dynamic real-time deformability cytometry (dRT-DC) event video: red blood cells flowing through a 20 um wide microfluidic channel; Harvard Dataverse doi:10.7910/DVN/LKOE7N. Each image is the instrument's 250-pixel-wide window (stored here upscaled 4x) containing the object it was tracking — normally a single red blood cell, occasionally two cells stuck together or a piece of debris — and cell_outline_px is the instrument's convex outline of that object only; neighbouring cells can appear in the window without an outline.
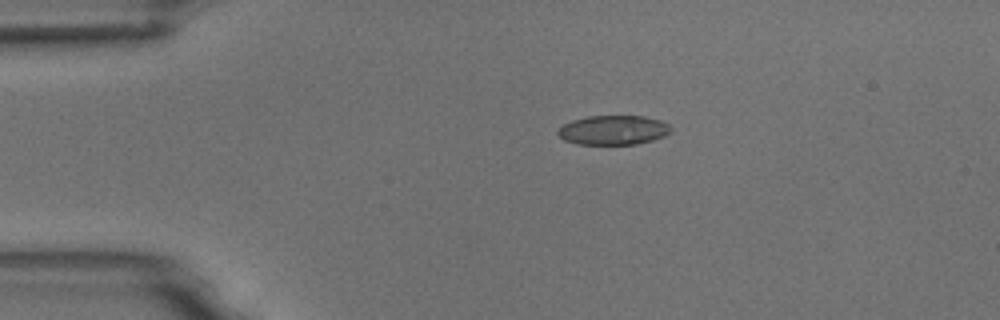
{"species": "common noctule bat (a hibernating species)", "species_latin": "Nyctalus noctula", "temperature_condition": "room temperature", "stored_images_in_passage": 7, "camera_frame_rate_fps": 3000, "um_per_image_px": 0.085, "animal": {"sex": "male", "body_mass_g": 18.8}, "frame": {"image": 1, "passage_image": 3, "time_ms": 2.333, "image_size_px": [1000, 320], "cell_outline_px": [[672, 128], [664, 136], [652, 140], [636, 144], [576, 144], [564, 140], [556, 132], [564, 124], [572, 120], [588, 116], [644, 116], [660, 120], [668, 124]], "centroid_in_image_um": [52.12, 11.05], "position_along_channel_um": 32.9, "area_um2": 19.25}}
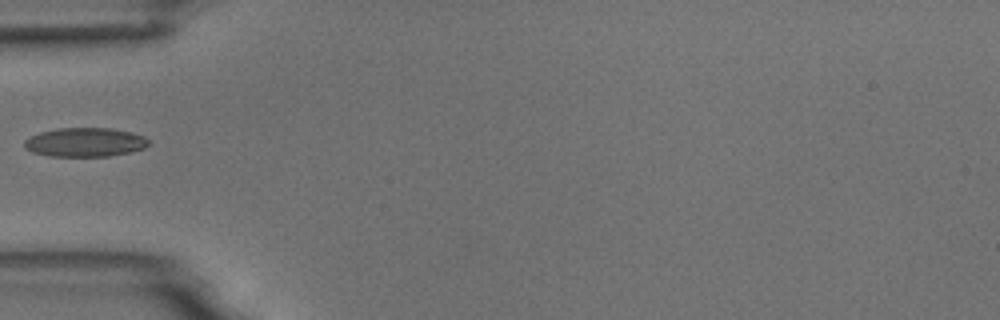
{"frame": {"image": 2, "passage_image": 5, "time_ms": 4.667, "image_size_px": [1000, 320], "cell_outline_px": [[148, 144], [144, 148], [128, 152], [108, 156], [48, 156], [32, 152], [24, 148], [24, 140], [40, 132], [56, 128], [112, 128], [132, 132], [144, 136], [148, 140]], "centroid_in_image_um": [7.2, 12.08], "position_along_channel_um": 77.8, "area_um2": 20.98}}